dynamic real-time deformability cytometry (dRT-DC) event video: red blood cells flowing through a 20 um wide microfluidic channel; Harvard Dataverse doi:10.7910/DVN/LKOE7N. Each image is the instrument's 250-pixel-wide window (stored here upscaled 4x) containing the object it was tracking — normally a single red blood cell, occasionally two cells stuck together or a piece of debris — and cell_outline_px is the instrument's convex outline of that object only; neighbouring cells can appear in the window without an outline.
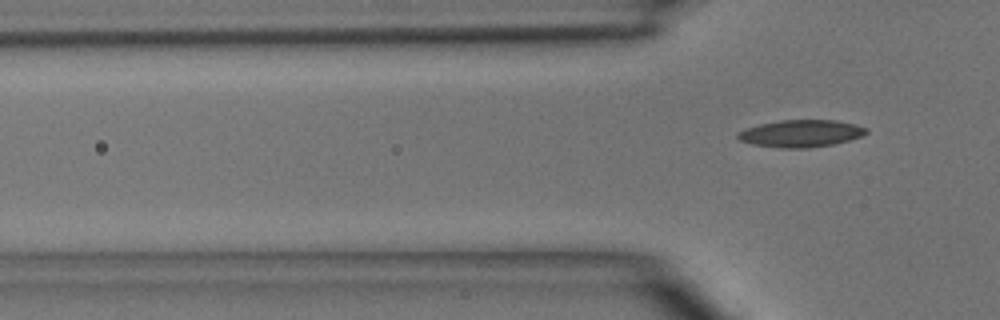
{"species": "common noctule bat (a hibernating species)", "species_latin": "Nyctalus noctula", "temperature_condition": "room temperature", "stored_images_in_passage": 2, "camera_frame_rate_fps": 3000, "um_per_image_px": 0.085, "animal": {"sex": "male", "body_mass_g": 15.6}, "frame": {"image": 1, "passage_image": 2, "time_ms": 2.0, "image_size_px": [1000, 320], "cell_outline_px": [[868, 132], [860, 136], [848, 140], [832, 144], [808, 148], [780, 148], [752, 144], [740, 140], [736, 136], [736, 132], [744, 128], [760, 124], [780, 120], [836, 120], [856, 124], [868, 128]], "centroid_in_image_um": [68.05, 11.34], "position_along_channel_um": 57.8, "area_um2": 20.4}}